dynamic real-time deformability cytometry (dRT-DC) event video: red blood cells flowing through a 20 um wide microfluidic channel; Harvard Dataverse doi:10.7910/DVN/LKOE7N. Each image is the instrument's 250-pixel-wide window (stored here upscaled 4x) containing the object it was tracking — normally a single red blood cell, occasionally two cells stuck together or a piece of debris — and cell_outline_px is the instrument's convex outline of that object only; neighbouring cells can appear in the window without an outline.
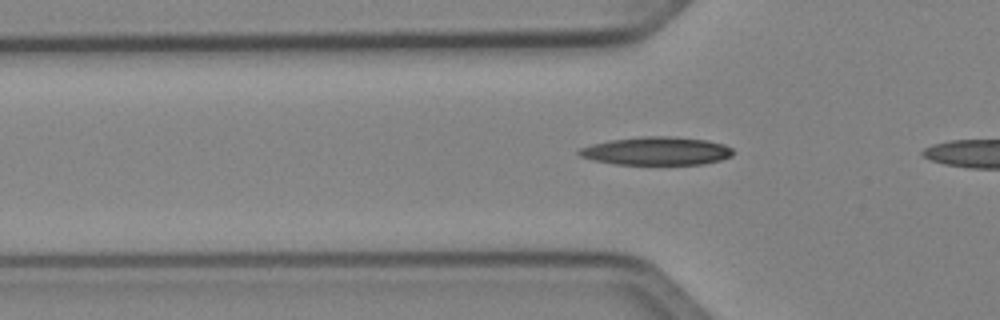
{"species": "Egyptian fruit bat (a non-hibernating species)", "species_latin": "Rousettus aegyptiacus", "temperature_condition": "cold", "stored_images_in_passage": 33, "camera_frame_rate_fps": 3000, "um_per_image_px": 0.085, "animal": {"sex": "female"}, "frame": {"image": 1, "passage_image": 9, "time_ms": 2.667, "image_size_px": [1000, 320], "cell_outline_px": [[732, 156], [720, 160], [700, 164], [616, 164], [592, 160], [580, 156], [576, 152], [580, 148], [592, 144], [608, 140], [644, 136], [676, 136], [708, 140], [724, 144], [732, 148]], "centroid_in_image_um": [55.79, 12.82], "position_along_channel_um": 70.0, "area_um2": 25.37}}
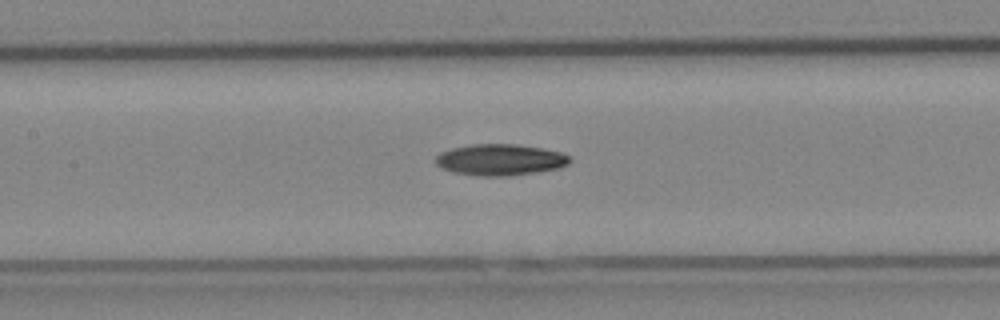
{"frame": {"image": 2, "passage_image": 16, "time_ms": 5.0, "image_size_px": [1000, 320], "cell_outline_px": [[572, 160], [568, 164], [556, 168], [536, 172], [508, 176], [480, 176], [452, 172], [440, 168], [436, 164], [436, 156], [440, 152], [452, 148], [472, 144], [516, 144], [540, 148], [560, 152], [568, 156]], "centroid_in_image_um": [42.47, 13.58], "position_along_channel_um": 164.9, "area_um2": 24.39}}
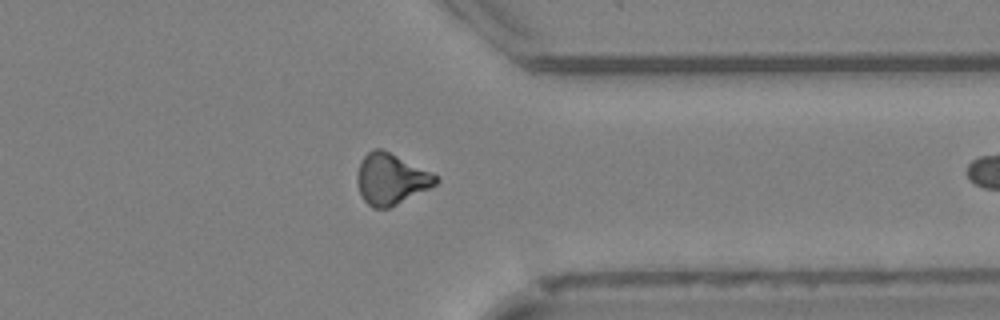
{"frame": {"image": 3, "passage_image": 32, "time_ms": 10.333, "image_size_px": [1000, 320], "cell_outline_px": [[440, 180], [436, 184], [388, 208], [372, 208], [364, 200], [360, 192], [356, 180], [356, 172], [360, 160], [372, 148], [380, 148], [440, 176]], "centroid_in_image_um": [33.2, 15.2], "position_along_channel_um": 378.2, "area_um2": 23.18}}